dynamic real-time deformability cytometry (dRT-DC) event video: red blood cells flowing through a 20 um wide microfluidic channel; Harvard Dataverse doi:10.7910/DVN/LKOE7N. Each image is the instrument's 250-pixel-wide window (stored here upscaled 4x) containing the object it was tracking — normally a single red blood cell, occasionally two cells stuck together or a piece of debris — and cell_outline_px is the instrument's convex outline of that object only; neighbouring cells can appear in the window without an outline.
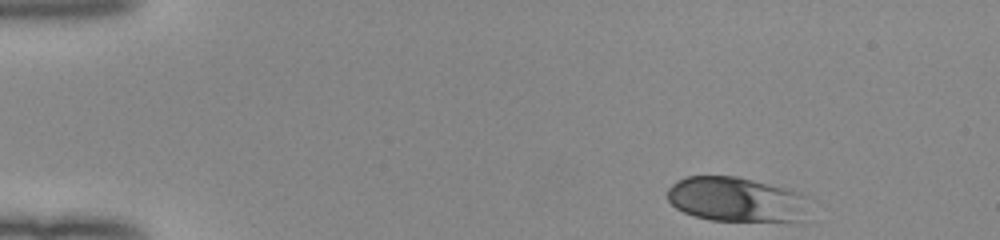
{"species": "human", "species_latin": "Homo sapiens", "temperature_condition": "room temperature", "stored_images_in_passage": 46, "camera_frame_rate_fps": 3000, "um_per_image_px": 0.085, "donor": {"sex": "female"}, "frame": {"image": 1, "passage_image": 1, "time_ms": 0.0, "image_size_px": [1000, 240], "cell_outline_px": [[808, 196], [796, 220], [712, 220], [696, 216], [684, 212], [676, 208], [668, 200], [668, 188], [676, 180], [684, 176], [736, 176], [792, 188]], "centroid_in_image_um": [62.49, 16.9], "position_along_channel_um": 22.5, "area_um2": 36.36}}
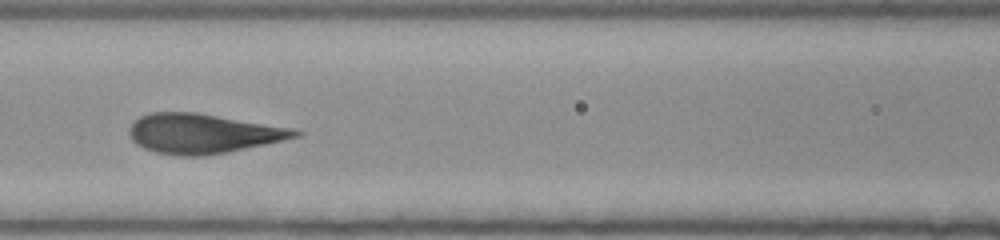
{"frame": {"image": 2, "passage_image": 18, "time_ms": 5.667, "image_size_px": [1000, 240], "cell_outline_px": [[304, 132], [300, 136], [264, 144], [204, 156], [184, 156], [156, 152], [144, 148], [136, 144], [132, 140], [128, 132], [132, 124], [140, 116], [152, 112], [196, 112], [292, 128]], "centroid_in_image_um": [17.22, 11.34], "position_along_channel_um": 149.4, "area_um2": 37.86}}
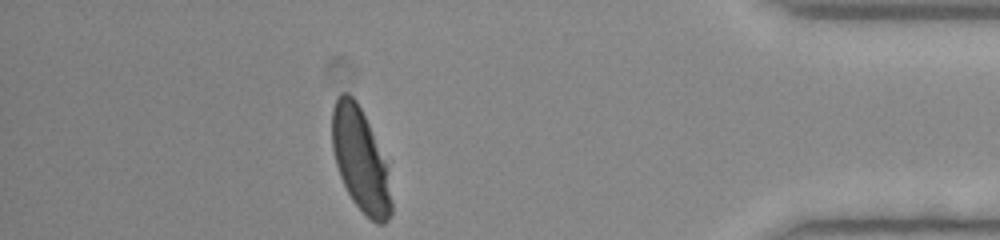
{"frame": {"image": 3, "passage_image": 40, "time_ms": 13.0, "image_size_px": [1000, 240], "cell_outline_px": [[392, 212], [388, 220], [384, 224], [376, 224], [352, 200], [340, 176], [336, 164], [332, 148], [332, 108], [336, 96], [340, 92], [348, 92], [356, 100], [368, 124], [384, 164], [392, 200]], "centroid_in_image_um": [30.58, 13.58], "position_along_channel_um": 404.6, "area_um2": 34.68}, "authors_computed_cell_mechanics": {"area_um2": 37.8012, "velocity_mm_per_s": 3.999, "shape_relaxation_time_tau1_ms": 3.3818, "shape_relaxation_time_tau2_ms": null, "deformation_change_tau1": 0.1815, "deformation_change_tau2": null}}